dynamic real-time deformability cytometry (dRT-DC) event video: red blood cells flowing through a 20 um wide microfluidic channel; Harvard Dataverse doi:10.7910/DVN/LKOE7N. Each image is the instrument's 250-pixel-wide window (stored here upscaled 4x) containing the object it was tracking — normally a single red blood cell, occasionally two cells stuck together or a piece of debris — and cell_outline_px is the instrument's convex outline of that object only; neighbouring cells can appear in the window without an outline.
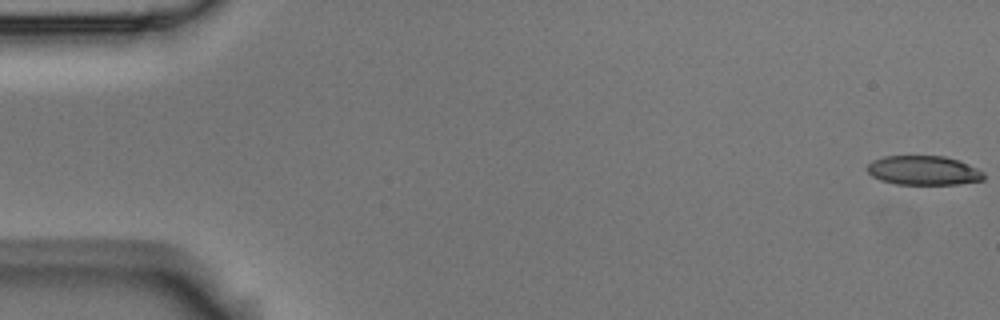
{"species": "Egyptian fruit bat (a non-hibernating species)", "species_latin": "Rousettus aegyptiacus", "temperature_condition": "room temperature", "stored_images_in_passage": 12, "camera_frame_rate_fps": 3000, "um_per_image_px": 0.085, "animal": {"sex": "male"}, "frame": {"image": 1, "passage_image": 1, "time_ms": 0.0, "image_size_px": [1000, 320], "cell_outline_px": [[984, 180], [956, 184], [896, 184], [880, 180], [872, 176], [864, 168], [872, 160], [884, 156], [944, 156], [960, 160], [984, 172]], "centroid_in_image_um": [78.47, 14.48], "position_along_channel_um": 6.5, "area_um2": 20.0}}